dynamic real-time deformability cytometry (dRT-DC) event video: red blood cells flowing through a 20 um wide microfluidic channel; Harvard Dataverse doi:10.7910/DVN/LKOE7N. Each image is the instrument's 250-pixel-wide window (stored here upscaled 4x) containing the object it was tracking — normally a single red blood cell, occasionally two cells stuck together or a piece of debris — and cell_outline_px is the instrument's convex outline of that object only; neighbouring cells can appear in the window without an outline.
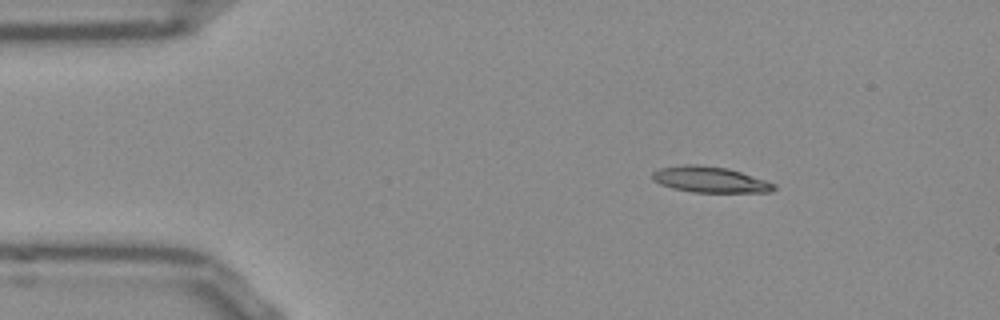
{"species": "Egyptian fruit bat (a non-hibernating species)", "species_latin": "Rousettus aegyptiacus", "temperature_condition": "room temperature", "stored_images_in_passage": 45, "camera_frame_rate_fps": 3000, "um_per_image_px": 0.085, "frame": {"image": 1, "passage_image": 1, "time_ms": 0.0, "image_size_px": [1000, 320], "cell_outline_px": [[776, 188], [768, 192], [692, 192], [672, 188], [660, 184], [652, 180], [652, 172], [660, 168], [684, 164], [696, 164], [728, 168], [776, 184]], "centroid_in_image_um": [60.3, 15.26], "position_along_channel_um": 24.7, "area_um2": 18.26}}
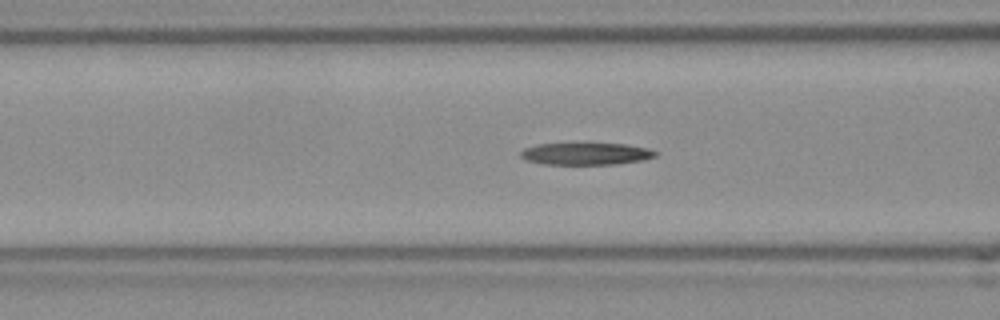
{"frame": {"image": 2, "passage_image": 13, "time_ms": 4.0, "image_size_px": [1000, 320], "cell_outline_px": [[656, 156], [644, 160], [612, 164], [544, 164], [528, 160], [520, 156], [520, 152], [524, 148], [536, 144], [584, 140], [624, 144], [648, 148], [656, 152]], "centroid_in_image_um": [49.77, 13.01], "position_along_channel_um": 116.8, "area_um2": 18.32}}
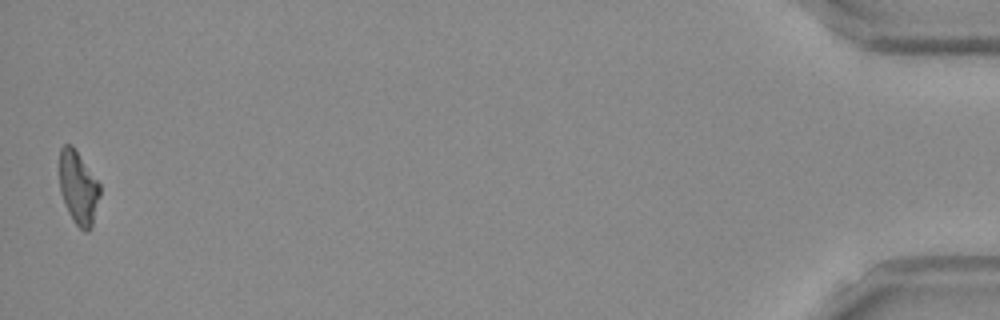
{"frame": {"image": 3, "passage_image": 45, "time_ms": 14.667, "image_size_px": [1000, 320], "cell_outline_px": [[100, 196], [92, 224], [88, 232], [84, 232], [72, 220], [64, 204], [60, 192], [60, 148], [64, 144], [72, 144], [100, 184]], "centroid_in_image_um": [6.65, 15.96], "position_along_channel_um": 428.5, "area_um2": 17.28}, "authors_computed_cell_mechanics": {"area_um2": 18.0914, "velocity_mm_per_s": 3.8519, "shape_relaxation_time_tau1_ms": null, "shape_relaxation_time_tau2_ms": 2.9391, "deformation_change_tau1": null, "deformation_change_tau2": 0.13}}